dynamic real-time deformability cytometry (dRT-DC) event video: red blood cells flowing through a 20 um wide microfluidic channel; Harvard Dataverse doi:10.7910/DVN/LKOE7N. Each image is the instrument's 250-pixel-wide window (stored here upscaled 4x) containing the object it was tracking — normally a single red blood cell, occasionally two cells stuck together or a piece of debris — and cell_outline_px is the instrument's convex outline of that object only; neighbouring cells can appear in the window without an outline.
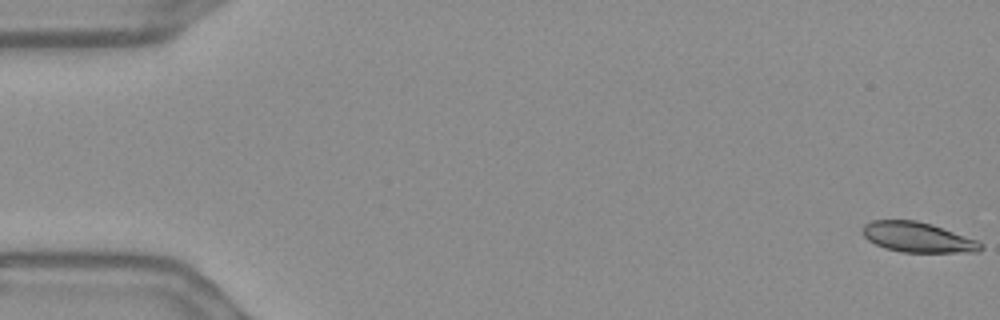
{"species": "Egyptian fruit bat (a non-hibernating species)", "species_latin": "Rousettus aegyptiacus", "temperature_condition": "warm", "stored_images_in_passage": 56, "camera_frame_rate_fps": 3000, "um_per_image_px": 0.085, "frame": {"image": 1, "passage_image": 1, "time_ms": 0.0, "image_size_px": [1000, 320], "cell_outline_px": [[984, 248], [980, 252], [900, 252], [884, 248], [868, 240], [860, 232], [864, 224], [872, 220], [916, 220], [932, 224], [976, 240], [984, 244]], "centroid_in_image_um": [77.99, 20.17], "position_along_channel_um": 7.0, "area_um2": 20.87}}
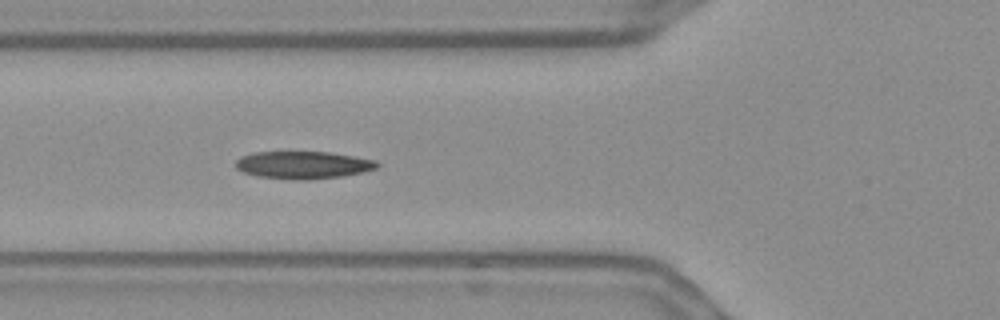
{"frame": {"image": 2, "passage_image": 21, "time_ms": 6.667, "image_size_px": [1000, 320], "cell_outline_px": [[380, 164], [376, 168], [364, 172], [344, 176], [308, 180], [296, 180], [256, 176], [244, 172], [236, 168], [236, 160], [240, 156], [252, 152], [332, 152], [376, 160]], "centroid_in_image_um": [25.78, 14.02], "position_along_channel_um": 100.0, "area_um2": 22.89}}
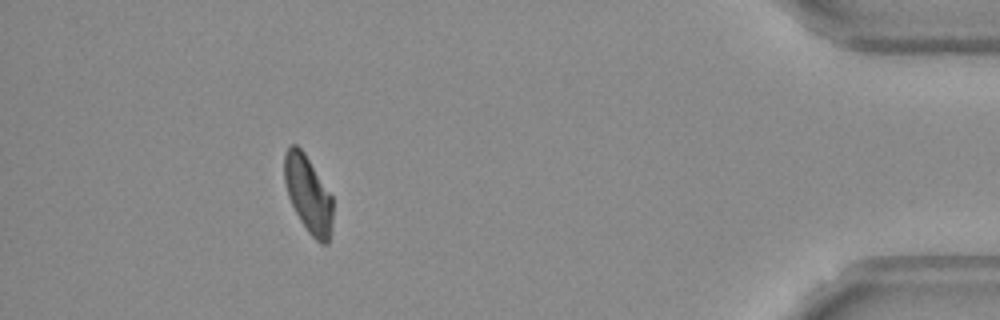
{"frame": {"image": 3, "passage_image": 51, "time_ms": 16.667, "image_size_px": [1000, 320], "cell_outline_px": [[332, 224], [328, 244], [320, 244], [308, 232], [300, 220], [288, 196], [284, 180], [284, 156], [288, 148], [292, 144], [296, 144], [304, 152], [332, 196]], "centroid_in_image_um": [26.2, 16.52], "position_along_channel_um": 409.0, "area_um2": 21.5}, "authors_computed_cell_mechanics": {"area_um2": 22.2819, "velocity_mm_per_s": 3.6533, "shape_relaxation_time_tau1_ms": 4.7391, "shape_relaxation_time_tau2_ms": 3.2747, "deformation_change_tau1": 0.1404, "deformation_change_tau2": 0.087}}